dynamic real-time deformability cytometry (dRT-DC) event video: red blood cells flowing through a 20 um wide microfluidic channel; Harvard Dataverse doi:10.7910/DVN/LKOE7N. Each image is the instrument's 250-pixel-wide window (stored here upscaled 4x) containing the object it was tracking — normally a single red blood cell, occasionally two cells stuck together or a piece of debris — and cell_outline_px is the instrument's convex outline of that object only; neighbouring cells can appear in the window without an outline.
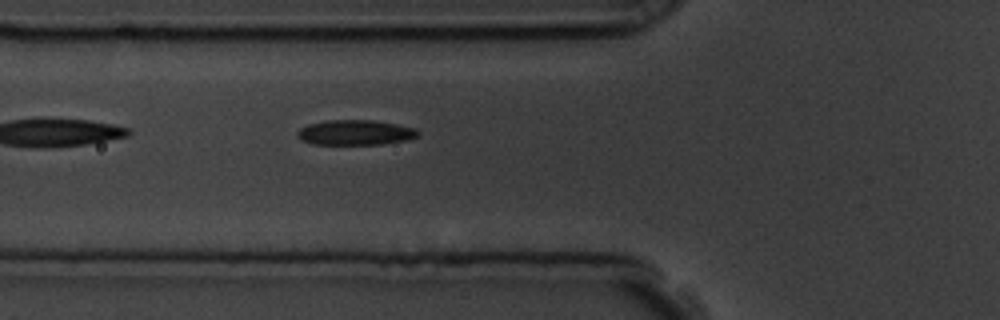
{"species": "common noctule bat (a hibernating species)", "species_latin": "Nyctalus noctula", "temperature_condition": "room temperature", "stored_images_in_passage": 5, "camera_frame_rate_fps": 3000, "um_per_image_px": 0.085, "animal": {"sex": "male", "body_mass_g": 19.5, "forearm_length_mm": 54.6}, "frame": {"image": 1, "passage_image": 5, "time_ms": 6.0, "image_size_px": [1000, 320], "cell_outline_px": [[420, 132], [416, 136], [408, 140], [380, 144], [312, 144], [300, 140], [296, 136], [296, 132], [300, 128], [308, 124], [324, 120], [372, 120], [396, 124], [416, 128]], "centroid_in_image_um": [30.16, 11.26], "position_along_channel_um": 95.6, "area_um2": 17.74}}